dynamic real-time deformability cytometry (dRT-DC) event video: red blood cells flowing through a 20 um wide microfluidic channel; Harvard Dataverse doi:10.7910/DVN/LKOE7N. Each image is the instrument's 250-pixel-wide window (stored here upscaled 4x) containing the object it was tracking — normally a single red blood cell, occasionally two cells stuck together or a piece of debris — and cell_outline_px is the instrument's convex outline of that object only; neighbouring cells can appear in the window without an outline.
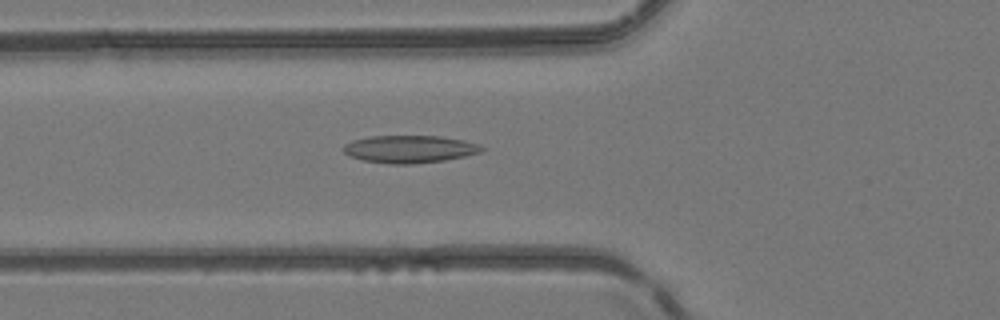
{"species": "common noctule bat (a hibernating species)", "species_latin": "Nyctalus noctula", "temperature_condition": "room temperature", "stored_images_in_passage": 43, "camera_frame_rate_fps": 3000, "um_per_image_px": 0.085, "animal": {"sex": "female", "body_mass_g": 24.6, "forearm_length_mm": 56.2}, "frame": {"image": 1, "passage_image": 11, "time_ms": 3.333, "image_size_px": [1000, 320], "cell_outline_px": [[484, 148], [480, 152], [464, 156], [444, 160], [412, 164], [388, 164], [364, 160], [348, 156], [340, 148], [344, 144], [352, 140], [372, 136], [440, 136], [464, 140], [480, 144]], "centroid_in_image_um": [34.77, 12.67], "position_along_channel_um": 91.0, "area_um2": 22.25}}
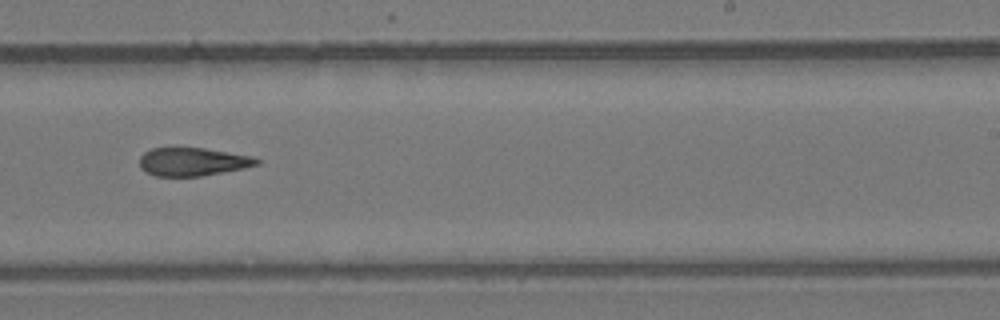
{"frame": {"image": 2, "passage_image": 24, "time_ms": 7.667, "image_size_px": [1000, 320], "cell_outline_px": [[260, 164], [200, 176], [156, 176], [140, 168], [140, 156], [144, 152], [152, 148], [204, 148], [252, 156], [260, 160]], "centroid_in_image_um": [16.35, 13.74], "position_along_channel_um": 272.6, "area_um2": 18.96}}
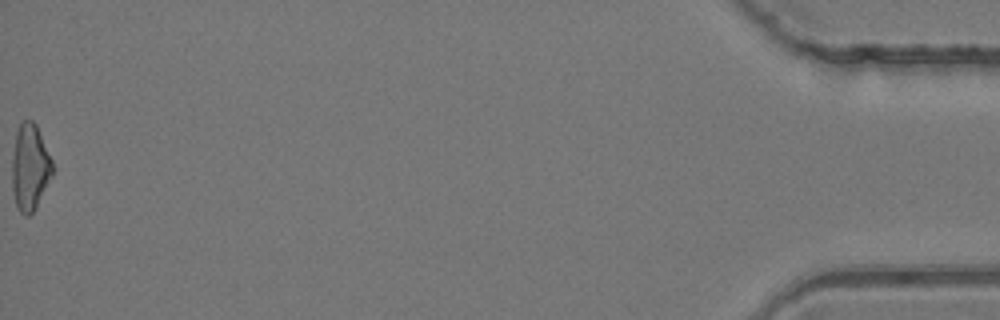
{"frame": {"image": 3, "passage_image": 43, "time_ms": 14.0, "image_size_px": [1000, 320], "cell_outline_px": [[52, 176], [32, 212], [28, 216], [24, 216], [20, 212], [16, 204], [12, 188], [12, 156], [16, 132], [20, 124], [24, 120], [32, 120], [36, 124], [52, 160]], "centroid_in_image_um": [2.53, 14.2], "position_along_channel_um": 432.7, "area_um2": 20.06}, "authors_computed_cell_mechanics": {"area_um2": 20.2878, "velocity_mm_per_s": 4.1762, "shape_relaxation_time_tau1_ms": null, "shape_relaxation_time_tau2_ms": 8.1827, "deformation_change_tau1": null, "deformation_change_tau2": 0.2233}}